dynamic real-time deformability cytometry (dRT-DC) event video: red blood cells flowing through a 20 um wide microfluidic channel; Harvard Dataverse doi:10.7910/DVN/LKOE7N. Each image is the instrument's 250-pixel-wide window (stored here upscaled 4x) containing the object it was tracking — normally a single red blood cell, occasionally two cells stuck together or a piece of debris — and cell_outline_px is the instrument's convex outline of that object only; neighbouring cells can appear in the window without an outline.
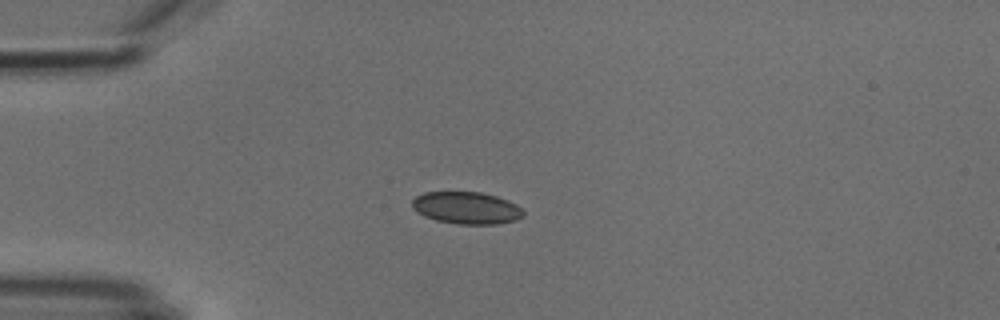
{"species": "common noctule bat (a hibernating species)", "species_latin": "Nyctalus noctula", "temperature_condition": "cold", "stored_images_in_passage": 5, "camera_frame_rate_fps": 3000, "um_per_image_px": 0.085, "animal": {"sex": "male", "body_mass_g": 18.8}, "frame": {"image": 1, "passage_image": 3, "time_ms": 2.333, "image_size_px": [1000, 320], "cell_outline_px": [[524, 216], [516, 220], [496, 224], [460, 224], [436, 220], [424, 216], [412, 208], [412, 200], [416, 196], [424, 192], [480, 192], [496, 196], [508, 200], [516, 204], [524, 212]], "centroid_in_image_um": [39.65, 17.67], "position_along_channel_um": 45.3, "area_um2": 20.81}}
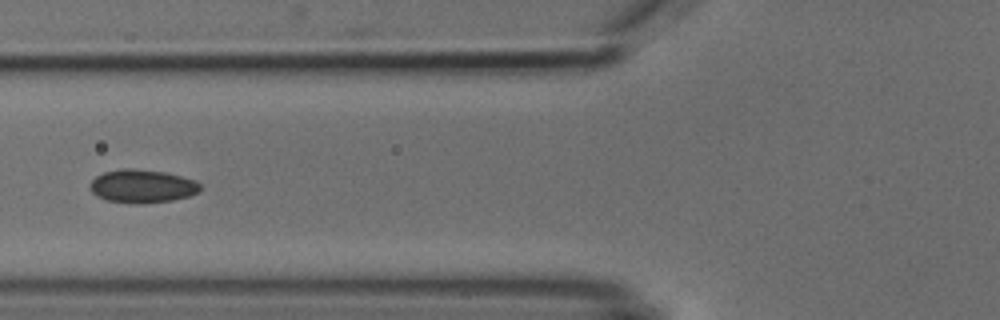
{"frame": {"image": 2, "passage_image": 5, "time_ms": 4.667, "image_size_px": [1000, 320], "cell_outline_px": [[200, 192], [188, 196], [172, 200], [132, 204], [108, 200], [92, 192], [88, 188], [88, 184], [96, 176], [104, 172], [120, 168], [132, 168], [164, 172], [196, 180], [200, 184]], "centroid_in_image_um": [12.07, 15.81], "position_along_channel_um": 113.7, "area_um2": 21.33}}